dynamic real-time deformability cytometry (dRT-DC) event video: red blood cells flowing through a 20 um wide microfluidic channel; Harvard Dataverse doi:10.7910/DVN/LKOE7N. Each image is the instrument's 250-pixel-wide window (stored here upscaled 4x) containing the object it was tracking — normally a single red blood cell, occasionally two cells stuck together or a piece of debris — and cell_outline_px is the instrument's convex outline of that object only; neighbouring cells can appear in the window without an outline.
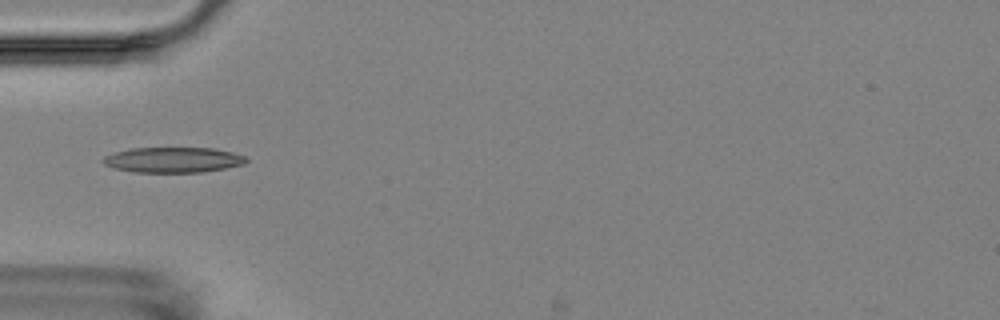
{"species": "Egyptian fruit bat (a non-hibernating species)", "species_latin": "Rousettus aegyptiacus", "temperature_condition": "room temperature", "stored_images_in_passage": 6, "camera_frame_rate_fps": 3000, "um_per_image_px": 0.085, "animal": {"sex": "female"}, "frame": {"image": 1, "passage_image": 5, "time_ms": 5.333, "image_size_px": [1000, 320], "cell_outline_px": [[248, 160], [244, 164], [204, 172], [132, 172], [116, 168], [104, 164], [104, 156], [116, 152], [132, 148], [212, 148], [232, 152], [244, 156]], "centroid_in_image_um": [14.73, 13.59], "position_along_channel_um": 70.3, "area_um2": 20.92}}